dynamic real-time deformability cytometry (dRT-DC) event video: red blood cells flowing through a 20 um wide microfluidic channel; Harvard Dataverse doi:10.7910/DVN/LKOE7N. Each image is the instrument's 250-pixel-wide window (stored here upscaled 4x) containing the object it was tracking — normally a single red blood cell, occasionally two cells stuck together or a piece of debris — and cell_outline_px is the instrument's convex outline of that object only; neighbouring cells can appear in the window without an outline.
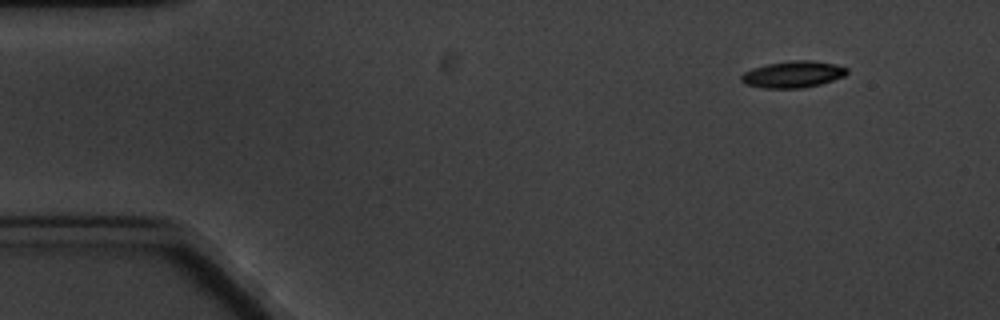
{"species": "common noctule bat (a hibernating species)", "species_latin": "Nyctalus noctula", "temperature_condition": "cold", "stored_images_in_passage": 4, "camera_frame_rate_fps": 3000, "um_per_image_px": 0.085, "animal": {"sex": "male", "body_mass_g": 20.1, "forearm_length_mm": 53.5}, "frame": {"image": 1, "passage_image": 1, "time_ms": 0.0, "image_size_px": [1000, 320], "cell_outline_px": [[848, 72], [844, 76], [820, 84], [804, 88], [764, 88], [744, 84], [740, 80], [740, 76], [744, 72], [752, 68], [764, 64], [792, 60], [812, 60], [836, 64], [848, 68]], "centroid_in_image_um": [67.38, 6.31], "position_along_channel_um": 17.6, "area_um2": 16.59}}
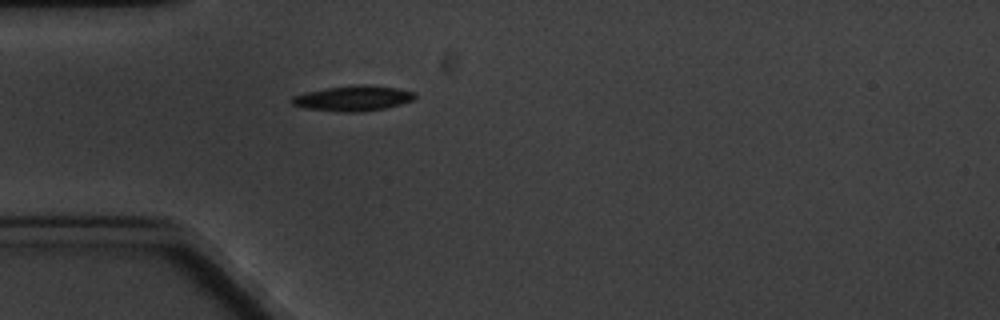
{"frame": {"image": 2, "passage_image": 4, "time_ms": 3.667, "image_size_px": [1000, 320], "cell_outline_px": [[416, 96], [412, 100], [400, 104], [384, 108], [364, 112], [340, 112], [304, 108], [292, 104], [288, 100], [292, 96], [304, 92], [324, 88], [360, 84], [364, 84], [396, 88], [416, 92]], "centroid_in_image_um": [29.96, 8.35], "position_along_channel_um": 55.0, "area_um2": 18.32}}